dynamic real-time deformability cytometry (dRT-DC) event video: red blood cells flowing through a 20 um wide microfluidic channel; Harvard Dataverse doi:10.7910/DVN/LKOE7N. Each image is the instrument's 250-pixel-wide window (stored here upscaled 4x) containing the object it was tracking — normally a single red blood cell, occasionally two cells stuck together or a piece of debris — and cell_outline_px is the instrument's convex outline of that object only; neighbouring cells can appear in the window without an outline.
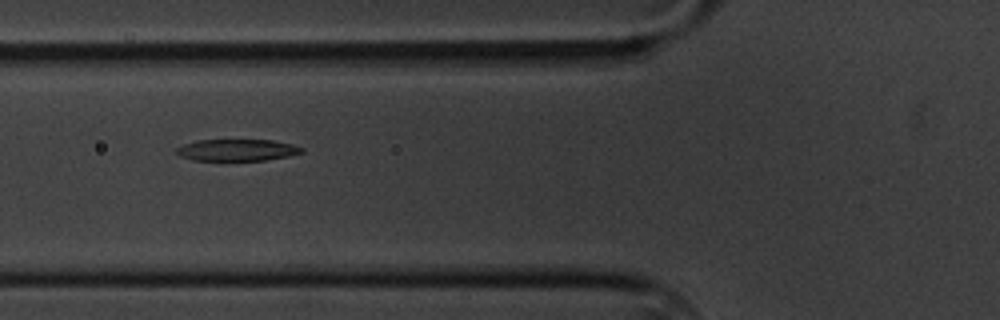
{"species": "common noctule bat (a hibernating species)", "species_latin": "Nyctalus noctula", "temperature_condition": "cold", "stored_images_in_passage": 4, "camera_frame_rate_fps": 3000, "um_per_image_px": 0.085, "animal": {"sex": "male", "body_mass_g": 20.1, "forearm_length_mm": 53.5}, "frame": {"image": 1, "passage_image": 3, "time_ms": 2.333, "image_size_px": [1000, 320], "cell_outline_px": [[304, 152], [288, 156], [264, 160], [192, 160], [180, 156], [176, 152], [176, 148], [184, 144], [196, 140], [272, 140], [292, 144], [304, 148]], "centroid_in_image_um": [20.15, 12.75], "position_along_channel_um": 105.7, "area_um2": 15.78}}
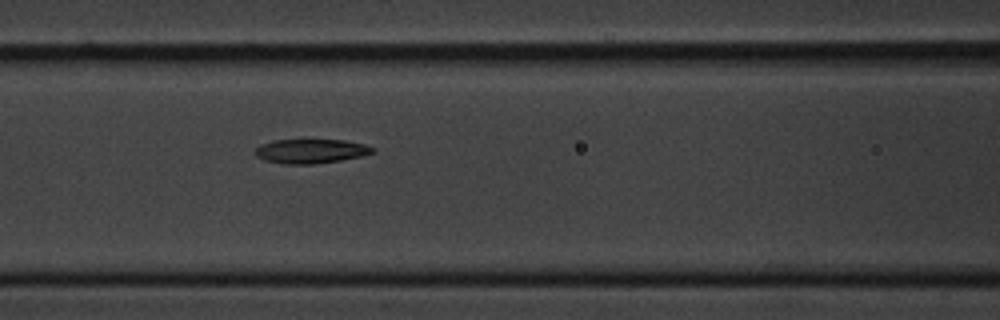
{"frame": {"image": 2, "passage_image": 4, "time_ms": 3.333, "image_size_px": [1000, 320], "cell_outline_px": [[376, 152], [364, 156], [316, 164], [284, 164], [264, 160], [256, 156], [252, 152], [260, 144], [272, 140], [344, 140], [364, 144], [376, 148]], "centroid_in_image_um": [26.42, 12.85], "position_along_channel_um": 140.2, "area_um2": 16.88}}